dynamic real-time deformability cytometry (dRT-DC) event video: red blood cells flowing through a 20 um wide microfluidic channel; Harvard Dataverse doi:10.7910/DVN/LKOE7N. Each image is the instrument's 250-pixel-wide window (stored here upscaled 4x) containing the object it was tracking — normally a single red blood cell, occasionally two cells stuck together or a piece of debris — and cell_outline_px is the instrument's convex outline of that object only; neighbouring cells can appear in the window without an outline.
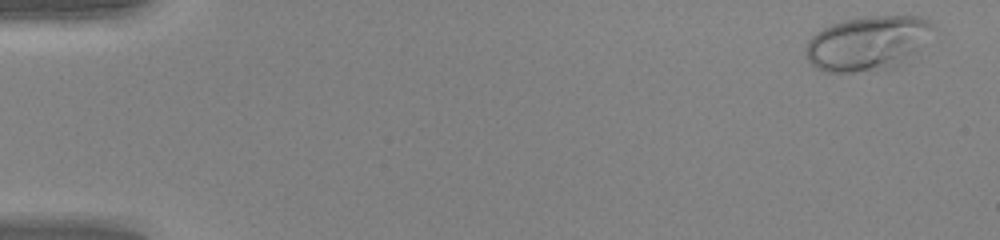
{"species": "human", "species_latin": "Homo sapiens", "temperature_condition": "warm", "stored_images_in_passage": 49, "camera_frame_rate_fps": 3000, "um_per_image_px": 0.085, "donor": {"sex": "female"}, "frame": {"image": 1, "passage_image": 2, "time_ms": 0.333, "image_size_px": [1000, 240], "cell_outline_px": [[936, 28], [920, 48], [900, 68], [852, 72], [824, 72], [816, 68], [808, 60], [808, 40], [816, 32], [832, 24], [844, 20], [868, 16], [920, 16], [928, 20]], "centroid_in_image_um": [73.8, 3.68], "position_along_channel_um": 11.2, "area_um2": 40.58}}
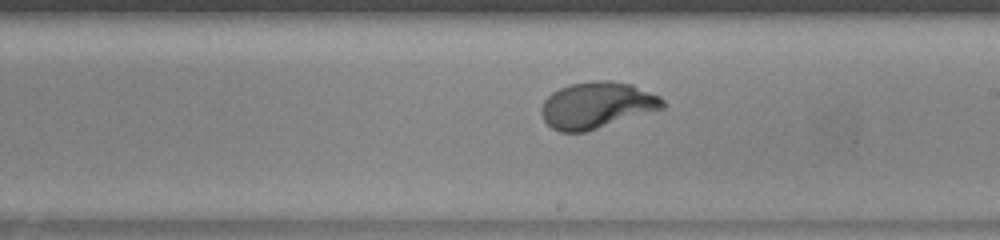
{"frame": {"image": 2, "passage_image": 29, "time_ms": 9.333, "image_size_px": [1000, 240], "cell_outline_px": [[668, 104], [664, 108], [584, 132], [560, 132], [552, 128], [544, 120], [540, 112], [540, 108], [544, 100], [552, 92], [560, 88], [572, 84], [592, 80], [608, 80], [632, 84], [660, 96]], "centroid_in_image_um": [50.73, 8.93], "position_along_channel_um": 238.3, "area_um2": 32.83}}
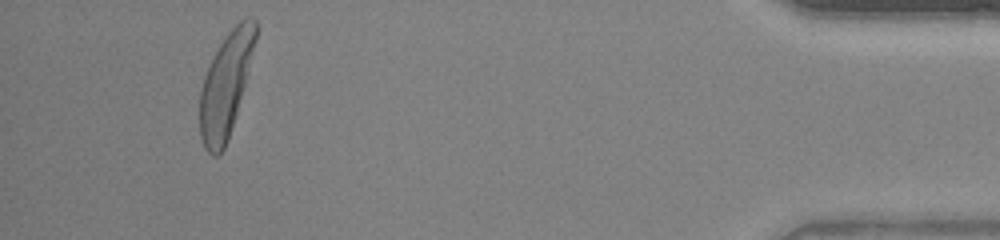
{"frame": {"image": 3, "passage_image": 46, "time_ms": 15.0, "image_size_px": [1000, 240], "cell_outline_px": [[256, 40], [244, 84], [228, 140], [224, 148], [216, 156], [212, 156], [204, 148], [200, 136], [200, 92], [204, 76], [220, 44], [228, 32], [240, 20], [248, 16], [252, 16], [256, 20]], "centroid_in_image_um": [19.18, 7.22], "position_along_channel_um": 416.0, "area_um2": 32.83}, "authors_computed_cell_mechanics": {"area_um2": 32.8304, "velocity_mm_per_s": 4.24, "shape_relaxation_time_tau1_ms": 2.6307, "shape_relaxation_time_tau2_ms": null, "deformation_change_tau1": 0.1889, "deformation_change_tau2": null}}